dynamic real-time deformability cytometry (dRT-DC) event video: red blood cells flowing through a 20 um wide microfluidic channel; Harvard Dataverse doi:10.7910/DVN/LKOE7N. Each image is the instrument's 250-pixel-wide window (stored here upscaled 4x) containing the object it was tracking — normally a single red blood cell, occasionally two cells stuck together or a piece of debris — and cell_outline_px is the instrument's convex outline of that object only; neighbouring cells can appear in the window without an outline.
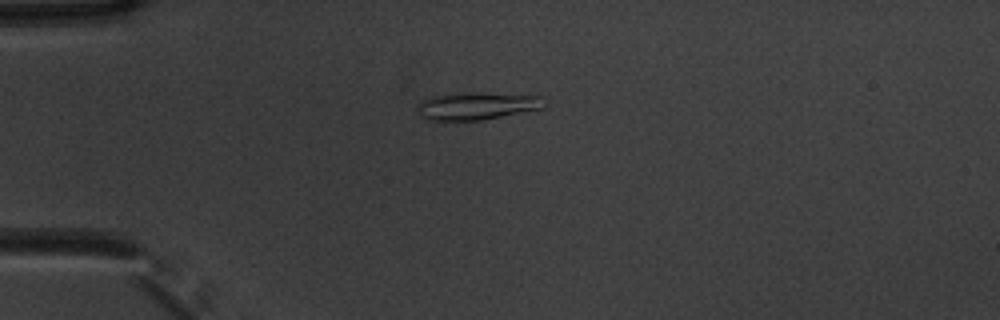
{"species": "common noctule bat (a hibernating species)", "species_latin": "Nyctalus noctula", "temperature_condition": "warm", "stored_images_in_passage": 41, "camera_frame_rate_fps": 3000, "um_per_image_px": 0.085, "animal": {"sex": "male", "body_mass_g": 20.1, "forearm_length_mm": 53.5}, "frame": {"image": 1, "passage_image": 2, "time_ms": 0.333, "image_size_px": [1000, 320], "cell_outline_px": [[544, 108], [480, 120], [444, 124], [428, 120], [420, 116], [416, 112], [416, 104], [420, 100], [432, 96], [448, 92], [480, 92], [544, 96]], "centroid_in_image_um": [40.38, 9.02], "position_along_channel_um": 44.6, "area_um2": 21.62}}
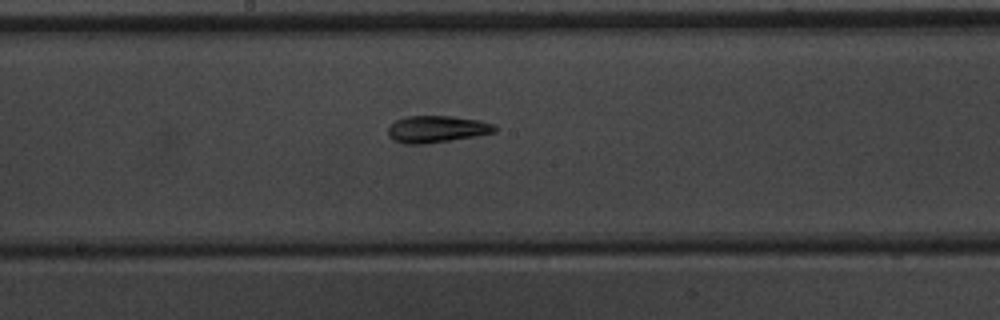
{"frame": {"image": 2, "passage_image": 17, "time_ms": 5.333, "image_size_px": [1000, 320], "cell_outline_px": [[496, 132], [476, 136], [424, 144], [404, 144], [392, 140], [388, 136], [388, 128], [396, 120], [408, 116], [452, 116], [480, 120], [492, 124], [496, 128]], "centroid_in_image_um": [37.1, 10.98], "position_along_channel_um": 211.1, "area_um2": 16.7}}
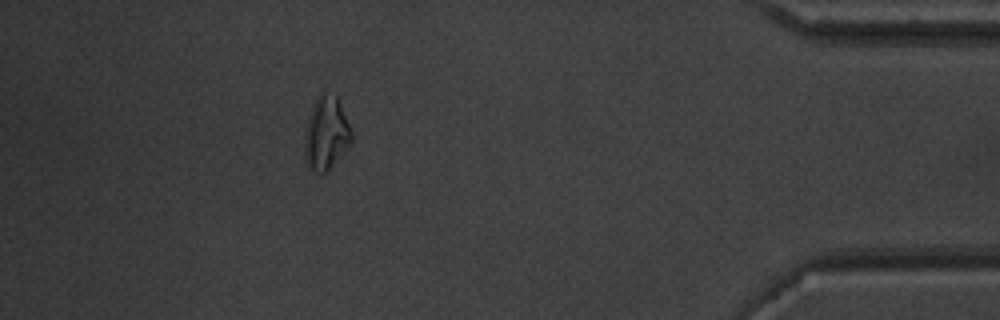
{"frame": {"image": 3, "passage_image": 36, "time_ms": 11.667, "image_size_px": [1000, 320], "cell_outline_px": [[352, 140], [328, 168], [324, 172], [316, 172], [308, 168], [304, 156], [304, 132], [312, 104], [316, 96], [324, 88], [336, 96], [340, 104], [352, 132]], "centroid_in_image_um": [27.67, 11.24], "position_along_channel_um": 407.5, "area_um2": 19.94}, "authors_computed_cell_mechanics": {"area_um2": 16.5886, "velocity_mm_per_s": 3.8183, "shape_relaxation_time_tau1_ms": null, "shape_relaxation_time_tau2_ms": 6.2017, "deformation_change_tau1": null, "deformation_change_tau2": 0.1156}}